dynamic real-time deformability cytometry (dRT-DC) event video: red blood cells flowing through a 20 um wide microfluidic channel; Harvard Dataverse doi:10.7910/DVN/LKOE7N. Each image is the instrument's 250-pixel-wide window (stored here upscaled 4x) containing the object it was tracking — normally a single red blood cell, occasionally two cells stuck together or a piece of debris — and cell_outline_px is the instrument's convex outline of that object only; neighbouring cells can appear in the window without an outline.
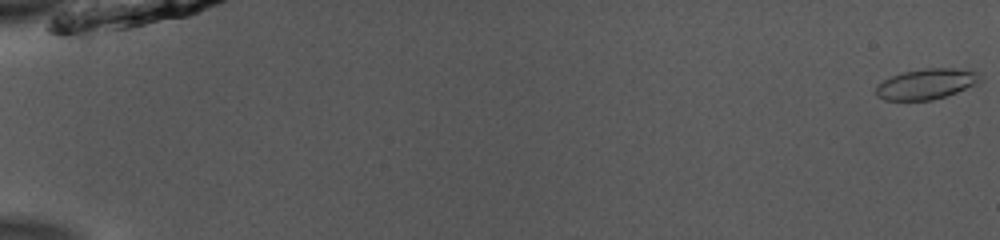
{"species": "common noctule bat (a hibernating species)", "species_latin": "Nyctalus noctula", "temperature_condition": "room temperature", "stored_images_in_passage": 53, "camera_frame_rate_fps": 3000, "um_per_image_px": 0.085, "animal": {"sex": "male", "body_mass_g": 13.0, "forearm_length_mm": 53.1}, "frame": {"image": 1, "passage_image": 1, "time_ms": 0.0, "image_size_px": [1000, 240], "cell_outline_px": [[984, 80], [976, 84], [956, 92], [932, 100], [884, 100], [876, 96], [876, 88], [884, 80], [892, 76], [904, 72], [924, 68], [952, 68], [980, 72], [984, 76]], "centroid_in_image_um": [78.8, 7.13], "position_along_channel_um": 6.2, "area_um2": 18.5}}
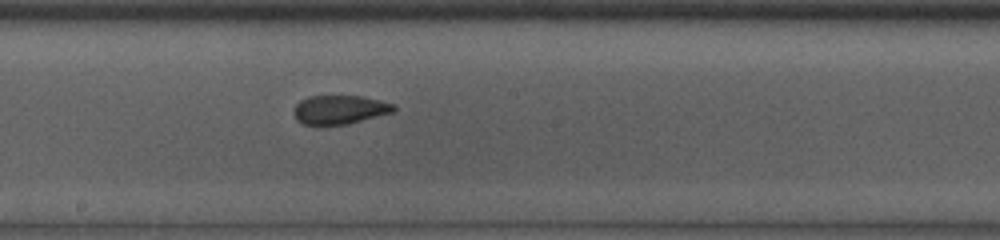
{"frame": {"image": 2, "passage_image": 31, "time_ms": 10.0, "image_size_px": [1000, 240], "cell_outline_px": [[396, 112], [348, 124], [320, 128], [300, 124], [296, 120], [292, 112], [296, 104], [300, 100], [308, 96], [360, 96], [380, 100], [396, 104]], "centroid_in_image_um": [28.83, 9.37], "position_along_channel_um": 219.4, "area_um2": 17.74}}
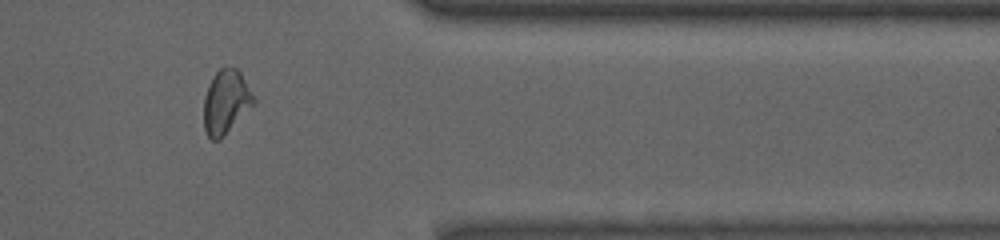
{"frame": {"image": 3, "passage_image": 45, "time_ms": 14.667, "image_size_px": [1000, 240], "cell_outline_px": [[256, 104], [220, 140], [212, 140], [208, 136], [204, 128], [204, 96], [208, 84], [216, 72], [220, 68], [236, 68], [240, 72], [256, 100]], "centroid_in_image_um": [19.21, 8.69], "position_along_channel_um": 392.2, "area_um2": 18.67}, "authors_computed_cell_mechanics": {"area_um2": 18.3226, "velocity_mm_per_s": 3.9305, "shape_relaxation_time_tau1_ms": 6.7166, "shape_relaxation_time_tau2_ms": 1.2512, "deformation_change_tau1": 0.1877, "deformation_change_tau2": 0.0674}}